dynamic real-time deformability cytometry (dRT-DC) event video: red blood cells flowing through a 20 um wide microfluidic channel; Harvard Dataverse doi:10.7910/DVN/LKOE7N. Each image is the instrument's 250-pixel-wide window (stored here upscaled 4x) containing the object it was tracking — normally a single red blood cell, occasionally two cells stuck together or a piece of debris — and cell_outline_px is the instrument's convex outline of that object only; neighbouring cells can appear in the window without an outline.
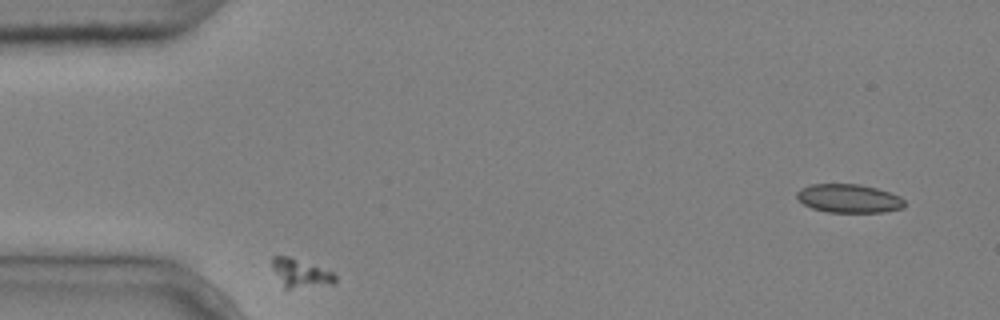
{"species": "common noctule bat (a hibernating species)", "species_latin": "Nyctalus noctula", "temperature_condition": "cold", "stored_images_in_passage": 3, "segment_of_instrument_passage": [2, 3], "camera_frame_rate_fps": 3000, "um_per_image_px": 0.085, "animal": {"sex": "male", "body_mass_g": 20.4}, "frame": {"image": 1, "passage_image": 2, "time_ms": 0.333, "image_size_px": [1000, 320], "cell_outline_px": [[336, 280], [332, 284], [288, 288], [284, 288], [272, 268], [272, 256], [288, 256], [332, 272], [336, 276]], "centroid_in_image_um": [25.51, 23.21], "position_along_channel_um": 59.5, "area_um2": 10.06}}